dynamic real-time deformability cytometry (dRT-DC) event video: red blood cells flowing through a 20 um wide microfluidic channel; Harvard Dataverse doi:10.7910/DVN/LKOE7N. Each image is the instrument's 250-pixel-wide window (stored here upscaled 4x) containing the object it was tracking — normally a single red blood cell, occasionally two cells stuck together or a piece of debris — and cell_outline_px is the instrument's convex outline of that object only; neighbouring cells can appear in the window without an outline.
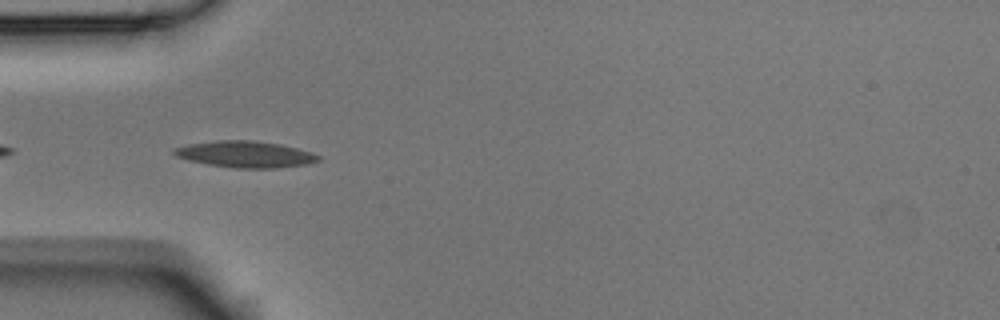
{"species": "Egyptian fruit bat (a non-hibernating species)", "species_latin": "Rousettus aegyptiacus", "temperature_condition": "room temperature", "stored_images_in_passage": 7, "camera_frame_rate_fps": 3000, "um_per_image_px": 0.085, "animal": {"sex": "male"}, "frame": {"image": 1, "passage_image": 3, "time_ms": 0.667, "image_size_px": [1000, 320], "cell_outline_px": [[320, 160], [308, 164], [276, 168], [236, 168], [208, 164], [188, 160], [176, 156], [172, 152], [172, 148], [188, 144], [216, 140], [252, 140], [280, 144], [312, 152], [320, 156]], "centroid_in_image_um": [20.84, 13.11], "position_along_channel_um": 64.2, "area_um2": 22.25}}
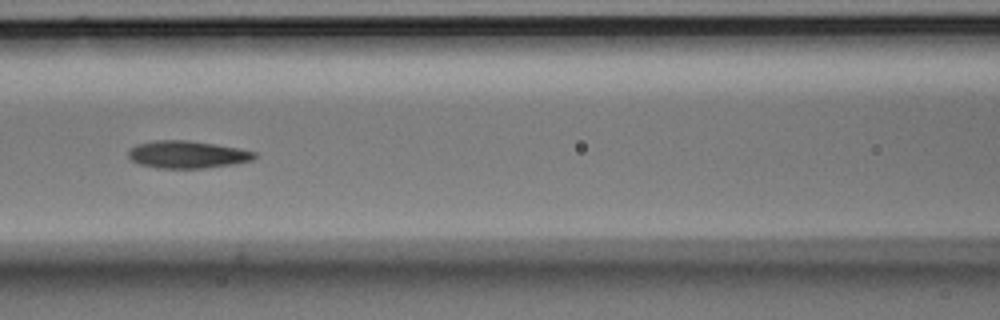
{"frame": {"image": 2, "passage_image": 5, "time_ms": 1.333, "image_size_px": [1000, 320], "cell_outline_px": [[256, 156], [252, 160], [232, 164], [204, 168], [156, 168], [140, 164], [132, 160], [128, 156], [128, 148], [136, 144], [156, 140], [188, 140], [216, 144], [240, 148], [256, 152]], "centroid_in_image_um": [15.89, 13.12], "position_along_channel_um": 150.7, "area_um2": 20.23}}
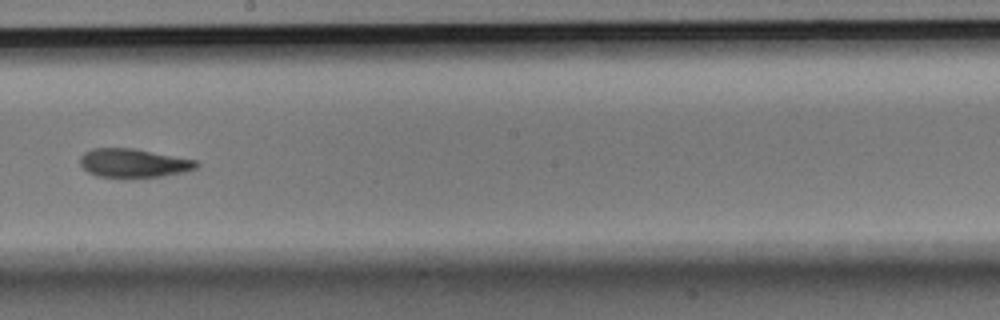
{"frame": {"image": 3, "passage_image": 7, "time_ms": 2.0, "image_size_px": [1000, 320], "cell_outline_px": [[200, 164], [196, 168], [184, 172], [160, 176], [124, 180], [96, 176], [88, 172], [80, 164], [80, 156], [84, 152], [92, 148], [132, 148], [196, 160]], "centroid_in_image_um": [11.31, 13.9], "position_along_channel_um": 236.9, "area_um2": 20.0}}